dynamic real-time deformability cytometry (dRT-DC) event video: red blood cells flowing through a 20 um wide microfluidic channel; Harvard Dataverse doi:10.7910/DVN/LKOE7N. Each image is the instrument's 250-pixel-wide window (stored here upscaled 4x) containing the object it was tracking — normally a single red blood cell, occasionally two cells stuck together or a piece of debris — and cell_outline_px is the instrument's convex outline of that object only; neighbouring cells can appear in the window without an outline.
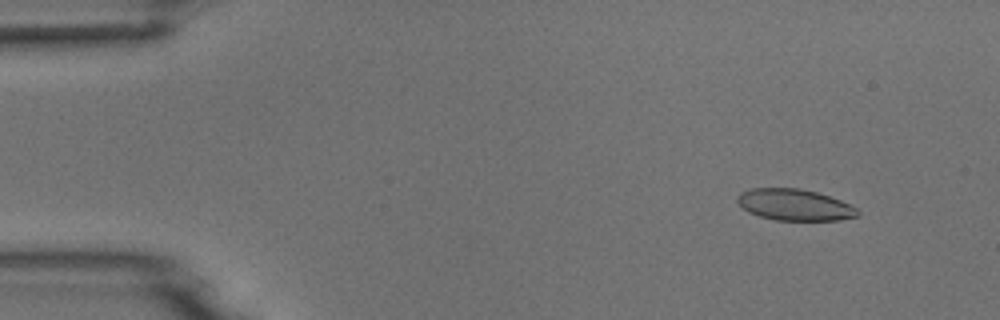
{"species": "common noctule bat (a hibernating species)", "species_latin": "Nyctalus noctula", "temperature_condition": "room temperature", "stored_images_in_passage": 4, "camera_frame_rate_fps": 3000, "um_per_image_px": 0.085, "animal": {"sex": "male", "body_mass_g": 18.8}, "frame": {"image": 1, "passage_image": 2, "time_ms": 1.333, "image_size_px": [1000, 320], "cell_outline_px": [[860, 216], [840, 220], [776, 220], [760, 216], [748, 212], [736, 200], [736, 196], [740, 192], [752, 188], [800, 188], [816, 192], [840, 200], [856, 208], [860, 212]], "centroid_in_image_um": [67.54, 17.41], "position_along_channel_um": 17.5, "area_um2": 21.96}}